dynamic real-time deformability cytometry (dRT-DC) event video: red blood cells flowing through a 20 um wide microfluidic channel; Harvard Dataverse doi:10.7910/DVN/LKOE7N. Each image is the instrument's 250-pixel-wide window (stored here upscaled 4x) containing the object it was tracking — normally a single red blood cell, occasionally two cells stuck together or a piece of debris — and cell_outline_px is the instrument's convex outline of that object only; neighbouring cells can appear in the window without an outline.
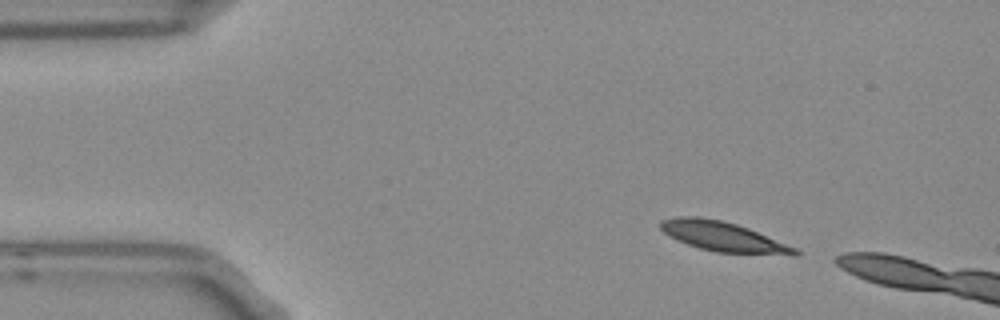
{"species": "Egyptian fruit bat (a non-hibernating species)", "species_latin": "Rousettus aegyptiacus", "temperature_condition": "room temperature", "stored_images_in_passage": 2, "camera_frame_rate_fps": 3000, "um_per_image_px": 0.085, "frame": {"image": 1, "passage_image": 1, "time_ms": 0.0, "image_size_px": [1000, 320], "cell_outline_px": [[800, 252], [796, 256], [716, 252], [700, 248], [688, 244], [664, 232], [660, 228], [660, 220], [676, 216], [696, 216], [720, 220], [736, 224], [748, 228], [796, 248]], "centroid_in_image_um": [61.49, 20.12], "position_along_channel_um": 23.5, "area_um2": 23.06}}